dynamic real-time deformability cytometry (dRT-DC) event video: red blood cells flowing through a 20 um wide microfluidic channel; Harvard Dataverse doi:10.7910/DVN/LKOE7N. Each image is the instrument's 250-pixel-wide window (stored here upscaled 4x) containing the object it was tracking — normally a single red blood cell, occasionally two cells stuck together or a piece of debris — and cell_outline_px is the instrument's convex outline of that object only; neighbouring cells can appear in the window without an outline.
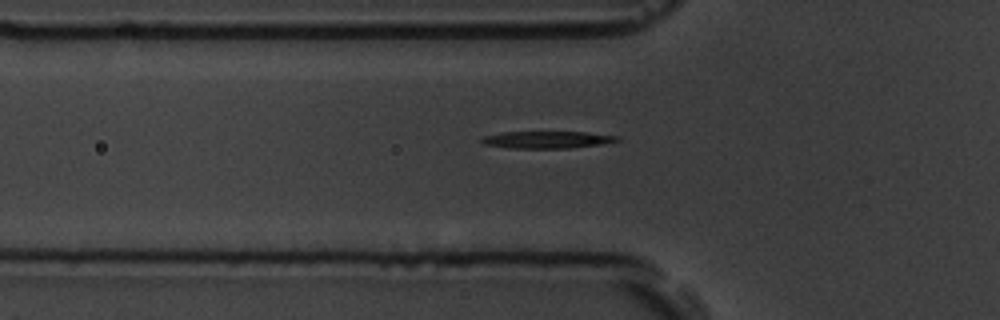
{"species": "common noctule bat (a hibernating species)", "species_latin": "Nyctalus noctula", "temperature_condition": "room temperature", "stored_images_in_passage": 5, "camera_frame_rate_fps": 3000, "um_per_image_px": 0.085, "animal": {"sex": "male", "body_mass_g": 19.5, "forearm_length_mm": 54.6}, "frame": {"image": 1, "passage_image": 5, "time_ms": 5.333, "image_size_px": [1000, 320], "cell_outline_px": [[620, 140], [596, 144], [568, 148], [508, 148], [484, 144], [480, 140], [484, 136], [500, 132], [584, 132], [616, 136]], "centroid_in_image_um": [46.39, 11.87], "position_along_channel_um": 79.4, "area_um2": 13.18}}